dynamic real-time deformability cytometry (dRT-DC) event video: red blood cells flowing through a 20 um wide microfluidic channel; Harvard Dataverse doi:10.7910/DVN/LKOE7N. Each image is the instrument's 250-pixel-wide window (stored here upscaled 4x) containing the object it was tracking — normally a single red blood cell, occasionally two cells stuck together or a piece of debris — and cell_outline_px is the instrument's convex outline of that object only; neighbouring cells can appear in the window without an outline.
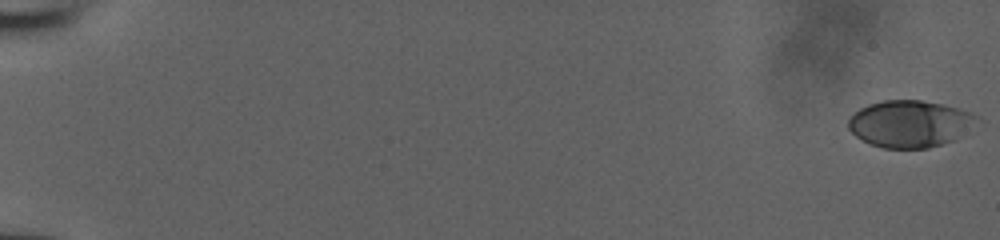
{"species": "human", "species_latin": "Homo sapiens", "temperature_condition": "room temperature", "stored_images_in_passage": 53, "camera_frame_rate_fps": 3000, "um_per_image_px": 0.085, "donor": {"sex": "male"}, "frame": {"image": 1, "passage_image": 1, "time_ms": 0.0, "image_size_px": [1000, 240], "cell_outline_px": [[984, 120], [952, 140], [928, 148], [884, 148], [872, 144], [856, 136], [848, 128], [848, 120], [860, 108], [868, 104], [884, 100], [920, 100], [940, 104], [972, 112], [980, 116]], "centroid_in_image_um": [77.39, 10.51], "position_along_channel_um": 7.6, "area_um2": 35.03}}
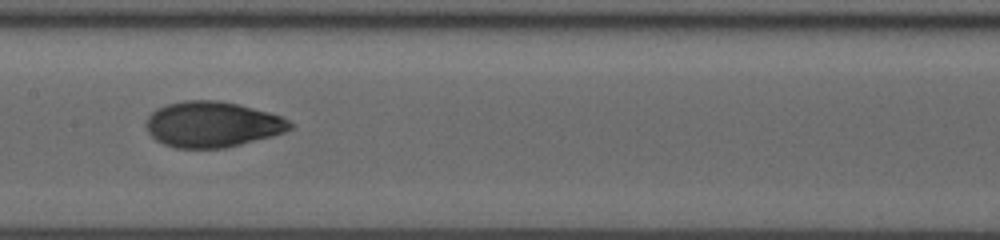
{"frame": {"image": 2, "passage_image": 30, "time_ms": 9.667, "image_size_px": [1000, 240], "cell_outline_px": [[292, 128], [284, 132], [272, 136], [224, 148], [176, 148], [164, 144], [156, 140], [148, 132], [144, 124], [148, 116], [156, 108], [168, 104], [184, 100], [216, 100], [236, 104], [268, 112], [280, 116], [288, 120], [292, 124]], "centroid_in_image_um": [18.01, 10.57], "position_along_channel_um": 189.4, "area_um2": 38.15}}
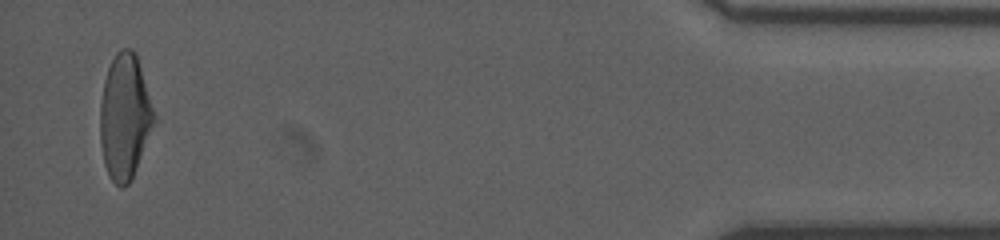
{"frame": {"image": 3, "passage_image": 52, "time_ms": 17.0, "image_size_px": [1000, 240], "cell_outline_px": [[156, 116], [136, 168], [128, 184], [124, 188], [120, 188], [112, 180], [104, 164], [100, 140], [100, 104], [104, 80], [108, 68], [116, 52], [120, 48], [132, 48], [136, 52]], "centroid_in_image_um": [10.59, 9.88], "position_along_channel_um": 424.6, "area_um2": 39.02}}